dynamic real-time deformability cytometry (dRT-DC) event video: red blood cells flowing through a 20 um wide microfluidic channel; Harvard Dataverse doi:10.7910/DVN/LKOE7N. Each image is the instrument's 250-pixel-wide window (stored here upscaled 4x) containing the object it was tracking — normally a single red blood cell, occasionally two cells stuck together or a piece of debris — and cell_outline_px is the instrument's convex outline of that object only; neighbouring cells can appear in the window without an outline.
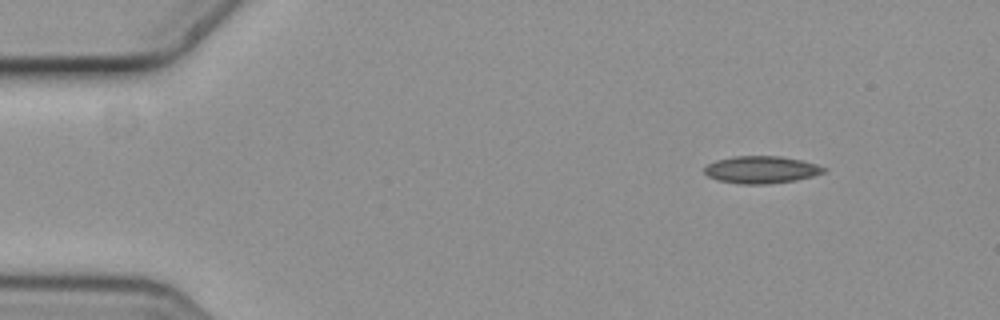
{"species": "common noctule bat (a hibernating species)", "species_latin": "Nyctalus noctula", "temperature_condition": "cold", "stored_images_in_passage": 9, "camera_frame_rate_fps": 3000, "um_per_image_px": 0.085, "animal": {"sex": "female", "body_mass_g": 19.3, "forearm_length_mm": 54.1}, "frame": {"image": 1, "passage_image": 1, "time_ms": 0.0, "image_size_px": [1000, 320], "cell_outline_px": [[828, 168], [824, 172], [812, 176], [796, 180], [764, 184], [744, 184], [720, 180], [708, 176], [704, 172], [704, 168], [708, 164], [716, 160], [732, 156], [780, 156], [800, 160], [816, 164]], "centroid_in_image_um": [64.71, 14.41], "position_along_channel_um": 20.3, "area_um2": 18.79}}
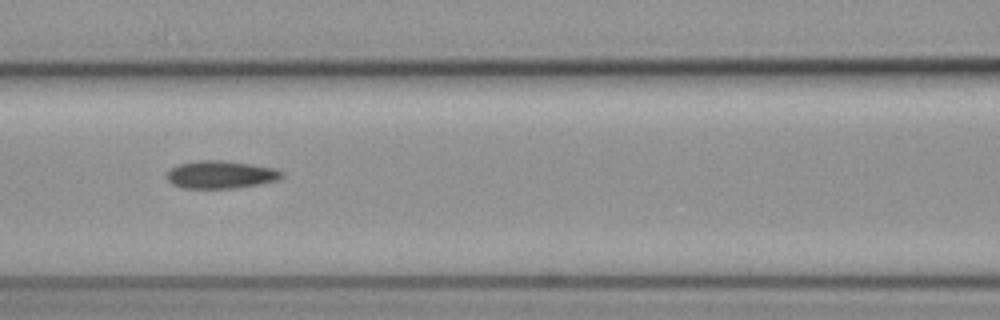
{"frame": {"image": 2, "passage_image": 6, "time_ms": 1.667, "image_size_px": [1000, 320], "cell_outline_px": [[284, 176], [276, 180], [256, 184], [232, 188], [180, 188], [172, 184], [168, 180], [168, 172], [176, 164], [196, 160], [220, 160], [248, 164], [272, 168], [284, 172]], "centroid_in_image_um": [18.71, 14.84], "position_along_channel_um": 147.9, "area_um2": 18.32}}
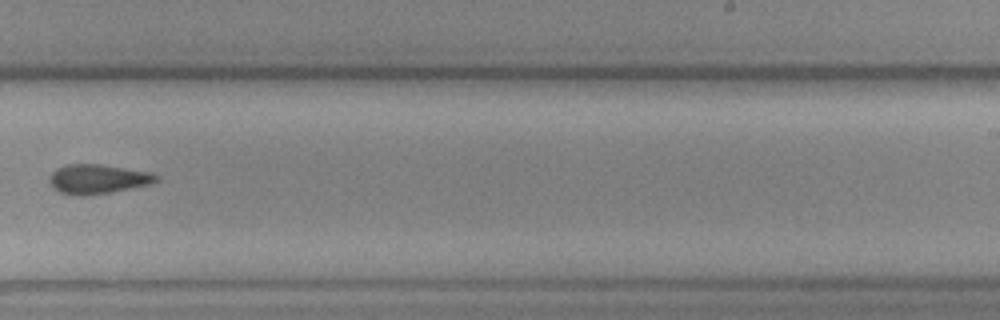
{"frame": {"image": 3, "passage_image": 9, "time_ms": 2.667, "image_size_px": [1000, 320], "cell_outline_px": [[160, 180], [148, 184], [108, 192], [80, 196], [60, 192], [52, 188], [52, 172], [56, 168], [64, 164], [100, 164], [152, 172], [160, 176]], "centroid_in_image_um": [8.34, 15.2], "position_along_channel_um": 280.7, "area_um2": 18.03}}